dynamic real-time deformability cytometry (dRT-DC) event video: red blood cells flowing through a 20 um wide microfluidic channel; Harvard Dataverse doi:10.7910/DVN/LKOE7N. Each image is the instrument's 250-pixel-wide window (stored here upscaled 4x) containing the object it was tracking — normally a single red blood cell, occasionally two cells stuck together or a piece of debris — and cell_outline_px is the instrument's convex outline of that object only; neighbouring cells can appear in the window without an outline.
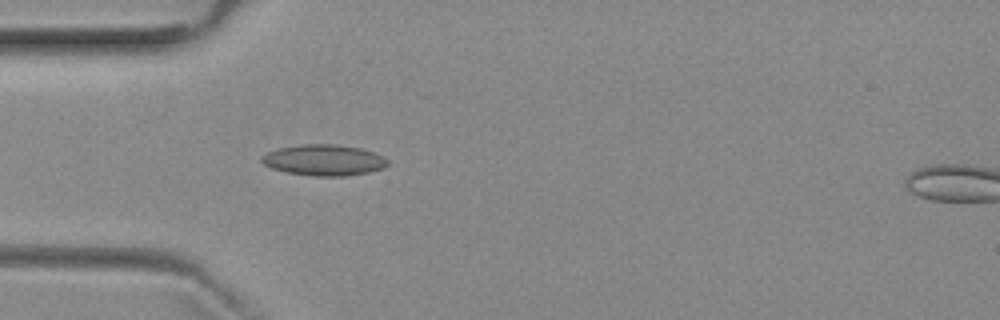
{"species": "common noctule bat (a hibernating species)", "species_latin": "Nyctalus noctula", "temperature_condition": "room temperature", "stored_images_in_passage": 2, "camera_frame_rate_fps": 3000, "um_per_image_px": 0.085, "animal": {"sex": "female", "body_mass_g": 29.2, "forearm_length_mm": 56.3}, "frame": {"image": 1, "passage_image": 1, "time_ms": 0.0, "image_size_px": [1000, 320], "cell_outline_px": [[388, 164], [384, 168], [368, 172], [344, 176], [312, 176], [288, 172], [272, 168], [264, 164], [260, 160], [260, 156], [268, 152], [280, 148], [304, 144], [332, 144], [360, 148], [384, 156], [388, 160]], "centroid_in_image_um": [27.54, 13.61], "position_along_channel_um": 57.5, "area_um2": 22.6}}